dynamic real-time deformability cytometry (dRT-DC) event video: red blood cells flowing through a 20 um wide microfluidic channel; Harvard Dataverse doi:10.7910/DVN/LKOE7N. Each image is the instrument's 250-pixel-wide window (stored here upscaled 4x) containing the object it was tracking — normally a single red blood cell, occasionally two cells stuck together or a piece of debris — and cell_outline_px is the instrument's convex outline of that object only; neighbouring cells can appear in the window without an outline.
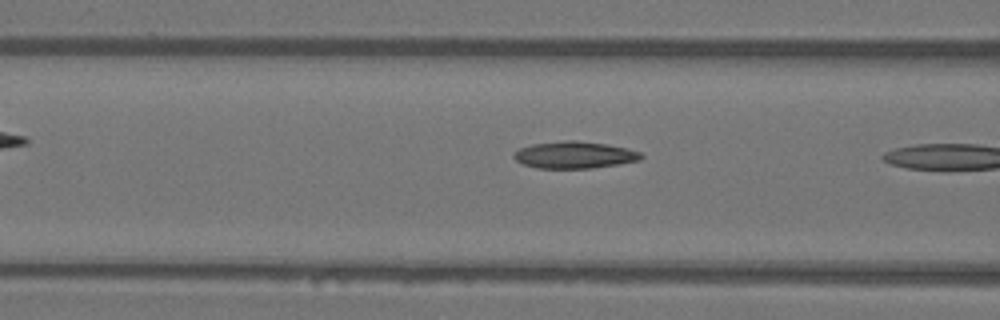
{"species": "Egyptian fruit bat (a non-hibernating species)", "species_latin": "Rousettus aegyptiacus", "temperature_condition": "warm", "stored_images_in_passage": 7, "camera_frame_rate_fps": 3000, "um_per_image_px": 0.085, "animal": {"sex": "female"}, "frame": {"image": 1, "passage_image": 6, "time_ms": 1.667, "image_size_px": [1000, 320], "cell_outline_px": [[644, 156], [640, 160], [592, 168], [536, 168], [524, 164], [516, 160], [512, 156], [520, 148], [532, 144], [564, 140], [576, 140], [608, 144], [628, 148], [640, 152]], "centroid_in_image_um": [48.84, 13.16], "position_along_channel_um": 117.8, "area_um2": 19.94}}